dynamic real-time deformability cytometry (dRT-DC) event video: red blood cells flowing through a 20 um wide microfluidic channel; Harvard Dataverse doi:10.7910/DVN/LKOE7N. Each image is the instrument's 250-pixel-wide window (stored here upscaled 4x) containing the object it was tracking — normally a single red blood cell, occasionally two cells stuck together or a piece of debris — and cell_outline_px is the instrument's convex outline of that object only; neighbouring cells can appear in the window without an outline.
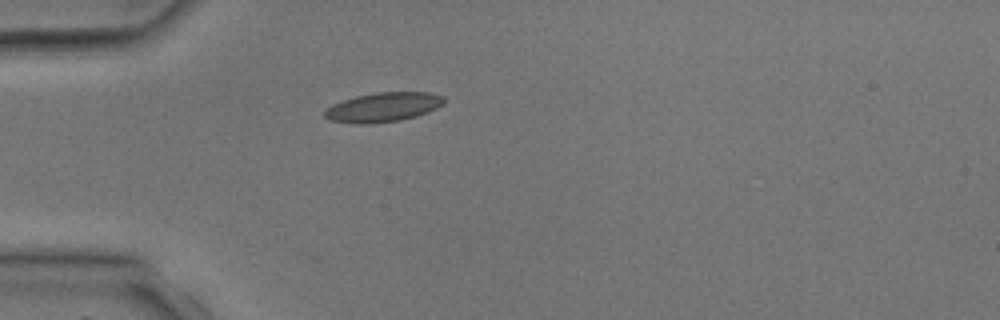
{"species": "common noctule bat (a hibernating species)", "species_latin": "Nyctalus noctula", "temperature_condition": "room temperature", "stored_images_in_passage": 5, "camera_frame_rate_fps": 3000, "um_per_image_px": 0.085, "animal": {"sex": "male", "body_mass_g": 17.9, "forearm_length_mm": 54.2}, "frame": {"image": 1, "passage_image": 5, "time_ms": 4.333, "image_size_px": [1000, 320], "cell_outline_px": [[444, 104], [428, 112], [416, 116], [400, 120], [364, 124], [356, 124], [328, 120], [324, 116], [324, 112], [332, 104], [356, 96], [376, 92], [428, 92], [444, 96]], "centroid_in_image_um": [32.57, 9.11], "position_along_channel_um": 52.4, "area_um2": 20.4}}